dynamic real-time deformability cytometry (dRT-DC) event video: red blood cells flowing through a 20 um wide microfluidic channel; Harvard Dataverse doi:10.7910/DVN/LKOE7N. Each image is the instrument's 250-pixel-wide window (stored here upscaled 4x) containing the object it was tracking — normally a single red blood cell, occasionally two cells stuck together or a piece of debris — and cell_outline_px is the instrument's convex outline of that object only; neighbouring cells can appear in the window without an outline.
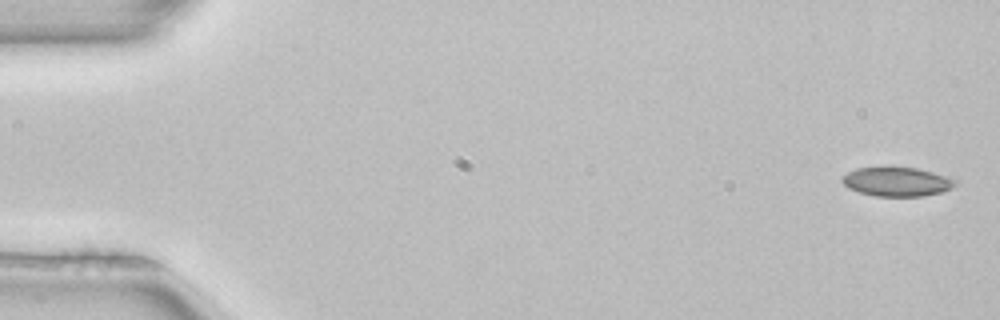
{"species": "common noctule bat (a hibernating species)", "species_latin": "Nyctalus noctula", "temperature_condition": "room temperature", "stored_images_in_passage": 5, "camera_frame_rate_fps": 3000, "um_per_image_px": 0.085, "animal": {"sex": "female", "body_mass_g": 22.7, "forearm_length_mm": 54.2}, "frame": {"image": 1, "passage_image": 1, "time_ms": 0.0, "image_size_px": [1000, 320], "cell_outline_px": [[956, 184], [952, 188], [940, 192], [924, 196], [876, 196], [860, 192], [848, 188], [840, 180], [840, 176], [856, 168], [884, 164], [916, 168], [932, 172], [956, 180]], "centroid_in_image_um": [76.15, 15.4], "position_along_channel_um": 8.8, "area_um2": 19.77}}
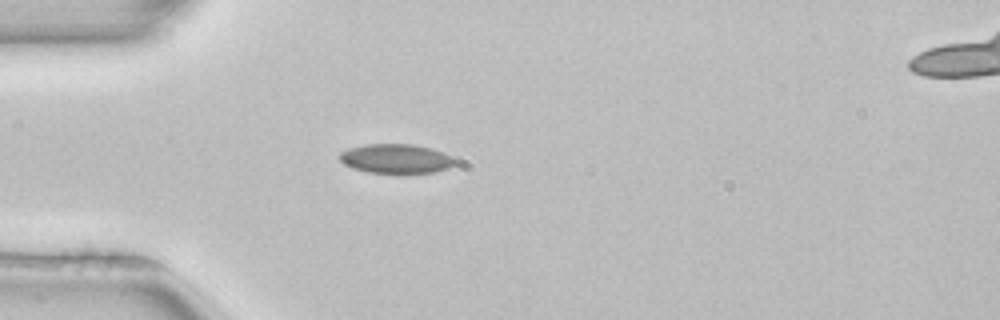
{"frame": {"image": 2, "passage_image": 4, "time_ms": 1.0, "image_size_px": [1000, 320], "cell_outline_px": [[456, 164], [448, 168], [436, 172], [404, 176], [396, 176], [368, 172], [352, 168], [344, 164], [340, 160], [340, 152], [348, 148], [364, 144], [412, 144], [432, 148], [444, 152], [452, 156], [456, 160]], "centroid_in_image_um": [33.7, 13.54], "position_along_channel_um": 51.3, "area_um2": 20.81}}